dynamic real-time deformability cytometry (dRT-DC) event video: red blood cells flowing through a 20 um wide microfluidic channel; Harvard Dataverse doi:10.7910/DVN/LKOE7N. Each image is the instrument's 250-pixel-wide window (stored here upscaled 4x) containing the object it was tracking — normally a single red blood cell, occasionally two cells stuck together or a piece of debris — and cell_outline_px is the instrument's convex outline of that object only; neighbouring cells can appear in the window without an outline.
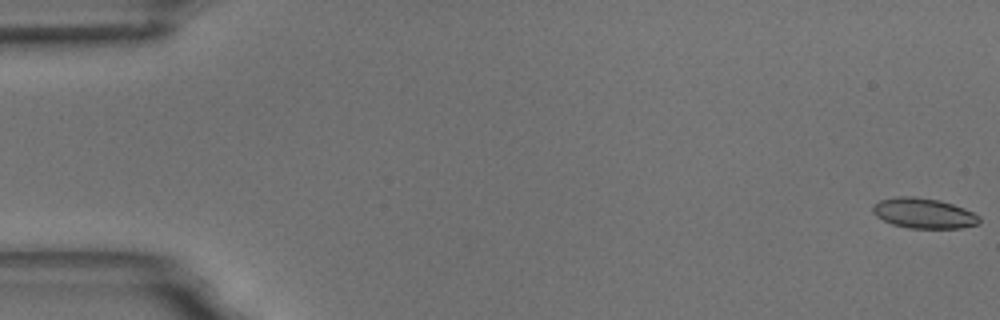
{"species": "common noctule bat (a hibernating species)", "species_latin": "Nyctalus noctula", "temperature_condition": "room temperature", "stored_images_in_passage": 56, "camera_frame_rate_fps": 3000, "um_per_image_px": 0.085, "animal": {"sex": "male", "body_mass_g": 18.8}, "frame": {"image": 1, "passage_image": 1, "time_ms": 0.0, "image_size_px": [1000, 320], "cell_outline_px": [[980, 224], [960, 228], [908, 228], [892, 224], [876, 216], [872, 212], [872, 204], [880, 200], [896, 196], [912, 196], [940, 200], [964, 208], [980, 216]], "centroid_in_image_um": [78.5, 18.12], "position_along_channel_um": 6.5, "area_um2": 18.9}}
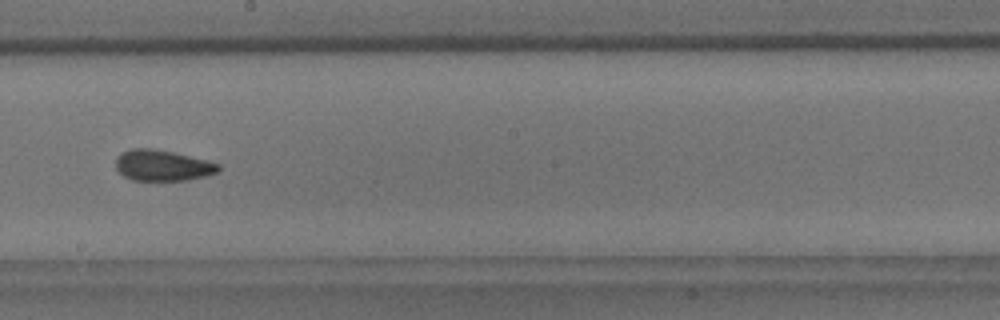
{"frame": {"image": 2, "passage_image": 32, "time_ms": 10.333, "image_size_px": [1000, 320], "cell_outline_px": [[220, 168], [216, 172], [208, 176], [188, 180], [132, 180], [124, 176], [116, 168], [116, 160], [124, 152], [132, 148], [152, 148], [172, 152], [208, 160], [220, 164]], "centroid_in_image_um": [13.85, 14.07], "position_along_channel_um": 234.3, "area_um2": 18.38}}
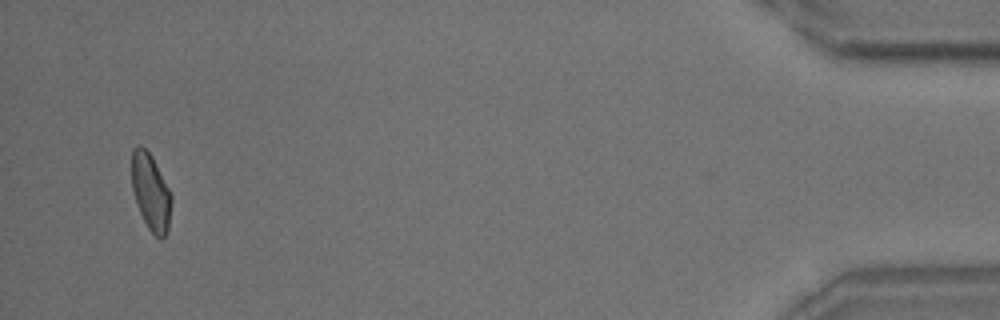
{"frame": {"image": 3, "passage_image": 54, "time_ms": 17.667, "image_size_px": [1000, 320], "cell_outline_px": [[172, 200], [168, 228], [164, 236], [160, 240], [148, 228], [140, 212], [132, 188], [132, 148], [136, 144], [140, 144], [152, 156], [172, 196]], "centroid_in_image_um": [12.81, 16.3], "position_along_channel_um": 422.4, "area_um2": 17.51}, "authors_computed_cell_mechanics": {"area_um2": 18.7561, "velocity_mm_per_s": 3.6605, "shape_relaxation_time_tau1_ms": 8.0677, "shape_relaxation_time_tau2_ms": 2.1145, "deformation_change_tau1": 0.1401, "deformation_change_tau2": 0.0789}}